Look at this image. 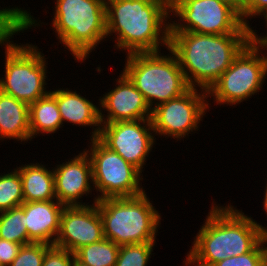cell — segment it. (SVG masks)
<instances>
[{
    "instance_id": "6da1fadb",
    "label": "cell",
    "mask_w": 267,
    "mask_h": 266,
    "mask_svg": "<svg viewBox=\"0 0 267 266\" xmlns=\"http://www.w3.org/2000/svg\"><path fill=\"white\" fill-rule=\"evenodd\" d=\"M212 202L182 262L184 266H212L227 257L246 254L267 232V226L260 225L236 206Z\"/></svg>"
},
{
    "instance_id": "7a4b0ae2",
    "label": "cell",
    "mask_w": 267,
    "mask_h": 266,
    "mask_svg": "<svg viewBox=\"0 0 267 266\" xmlns=\"http://www.w3.org/2000/svg\"><path fill=\"white\" fill-rule=\"evenodd\" d=\"M169 19L170 0H106V36L125 55L167 49Z\"/></svg>"
},
{
    "instance_id": "3957f363",
    "label": "cell",
    "mask_w": 267,
    "mask_h": 266,
    "mask_svg": "<svg viewBox=\"0 0 267 266\" xmlns=\"http://www.w3.org/2000/svg\"><path fill=\"white\" fill-rule=\"evenodd\" d=\"M251 34H199L170 31L169 48L191 88L208 91L252 40Z\"/></svg>"
},
{
    "instance_id": "277c9868",
    "label": "cell",
    "mask_w": 267,
    "mask_h": 266,
    "mask_svg": "<svg viewBox=\"0 0 267 266\" xmlns=\"http://www.w3.org/2000/svg\"><path fill=\"white\" fill-rule=\"evenodd\" d=\"M50 23L76 62H85L106 41V0H55ZM95 48V49H94Z\"/></svg>"
},
{
    "instance_id": "5b68a950",
    "label": "cell",
    "mask_w": 267,
    "mask_h": 266,
    "mask_svg": "<svg viewBox=\"0 0 267 266\" xmlns=\"http://www.w3.org/2000/svg\"><path fill=\"white\" fill-rule=\"evenodd\" d=\"M146 194L95 203L102 219L104 238L118 245L156 242L162 216Z\"/></svg>"
},
{
    "instance_id": "8992f818",
    "label": "cell",
    "mask_w": 267,
    "mask_h": 266,
    "mask_svg": "<svg viewBox=\"0 0 267 266\" xmlns=\"http://www.w3.org/2000/svg\"><path fill=\"white\" fill-rule=\"evenodd\" d=\"M167 50V55L157 51L131 53L125 57L122 72L143 94L151 110L191 88L178 58L169 47Z\"/></svg>"
},
{
    "instance_id": "52a82bcc",
    "label": "cell",
    "mask_w": 267,
    "mask_h": 266,
    "mask_svg": "<svg viewBox=\"0 0 267 266\" xmlns=\"http://www.w3.org/2000/svg\"><path fill=\"white\" fill-rule=\"evenodd\" d=\"M266 78L267 47L257 39H252L207 91V98H212L218 106L236 107L237 104L259 94Z\"/></svg>"
},
{
    "instance_id": "ba28073f",
    "label": "cell",
    "mask_w": 267,
    "mask_h": 266,
    "mask_svg": "<svg viewBox=\"0 0 267 266\" xmlns=\"http://www.w3.org/2000/svg\"><path fill=\"white\" fill-rule=\"evenodd\" d=\"M46 59L36 44L13 43L5 49V73L0 77V90L27 104L47 95L50 92L46 88L47 73L50 72H47Z\"/></svg>"
},
{
    "instance_id": "9c48e42d",
    "label": "cell",
    "mask_w": 267,
    "mask_h": 266,
    "mask_svg": "<svg viewBox=\"0 0 267 266\" xmlns=\"http://www.w3.org/2000/svg\"><path fill=\"white\" fill-rule=\"evenodd\" d=\"M89 140V148L84 150L91 160L93 185L97 192L93 204L102 199L133 197L145 192L141 187L143 174L138 168L110 150L98 138Z\"/></svg>"
},
{
    "instance_id": "30bf717a",
    "label": "cell",
    "mask_w": 267,
    "mask_h": 266,
    "mask_svg": "<svg viewBox=\"0 0 267 266\" xmlns=\"http://www.w3.org/2000/svg\"><path fill=\"white\" fill-rule=\"evenodd\" d=\"M171 16L170 31L215 35L251 34L249 26L243 23L241 17L219 0H170ZM174 17L178 19L175 21Z\"/></svg>"
},
{
    "instance_id": "8fae6325",
    "label": "cell",
    "mask_w": 267,
    "mask_h": 266,
    "mask_svg": "<svg viewBox=\"0 0 267 266\" xmlns=\"http://www.w3.org/2000/svg\"><path fill=\"white\" fill-rule=\"evenodd\" d=\"M208 100L207 91L190 88L181 96L157 105L152 109L151 115L155 136L178 141L189 137L193 131H198L200 121L207 110L211 109Z\"/></svg>"
},
{
    "instance_id": "7c38bea8",
    "label": "cell",
    "mask_w": 267,
    "mask_h": 266,
    "mask_svg": "<svg viewBox=\"0 0 267 266\" xmlns=\"http://www.w3.org/2000/svg\"><path fill=\"white\" fill-rule=\"evenodd\" d=\"M98 139L141 172L156 144L151 119L101 123Z\"/></svg>"
},
{
    "instance_id": "4fadbf2b",
    "label": "cell",
    "mask_w": 267,
    "mask_h": 266,
    "mask_svg": "<svg viewBox=\"0 0 267 266\" xmlns=\"http://www.w3.org/2000/svg\"><path fill=\"white\" fill-rule=\"evenodd\" d=\"M103 238V223L96 204L64 207L54 246L74 253L80 247Z\"/></svg>"
},
{
    "instance_id": "5bb4252c",
    "label": "cell",
    "mask_w": 267,
    "mask_h": 266,
    "mask_svg": "<svg viewBox=\"0 0 267 266\" xmlns=\"http://www.w3.org/2000/svg\"><path fill=\"white\" fill-rule=\"evenodd\" d=\"M65 162L56 164L53 168L57 201L64 206L90 205L89 202L82 201L83 196L87 198L94 192L90 157L83 149L81 153Z\"/></svg>"
},
{
    "instance_id": "9a60e30c",
    "label": "cell",
    "mask_w": 267,
    "mask_h": 266,
    "mask_svg": "<svg viewBox=\"0 0 267 266\" xmlns=\"http://www.w3.org/2000/svg\"><path fill=\"white\" fill-rule=\"evenodd\" d=\"M115 88L98 99L101 123L151 119L152 110L143 94L121 71ZM107 114L105 115V113Z\"/></svg>"
},
{
    "instance_id": "2e32d148",
    "label": "cell",
    "mask_w": 267,
    "mask_h": 266,
    "mask_svg": "<svg viewBox=\"0 0 267 266\" xmlns=\"http://www.w3.org/2000/svg\"><path fill=\"white\" fill-rule=\"evenodd\" d=\"M28 238L33 243L54 245L64 205L57 200L23 202Z\"/></svg>"
},
{
    "instance_id": "e0dca14e",
    "label": "cell",
    "mask_w": 267,
    "mask_h": 266,
    "mask_svg": "<svg viewBox=\"0 0 267 266\" xmlns=\"http://www.w3.org/2000/svg\"><path fill=\"white\" fill-rule=\"evenodd\" d=\"M78 91L70 88L50 89V93L55 97L61 119L64 123H72L78 127H92L90 139L98 138L101 129L100 106L88 100L86 95L82 96ZM95 104V105H94Z\"/></svg>"
},
{
    "instance_id": "ac0fdd59",
    "label": "cell",
    "mask_w": 267,
    "mask_h": 266,
    "mask_svg": "<svg viewBox=\"0 0 267 266\" xmlns=\"http://www.w3.org/2000/svg\"><path fill=\"white\" fill-rule=\"evenodd\" d=\"M8 139L31 141L29 104L0 90V141Z\"/></svg>"
},
{
    "instance_id": "d6986e66",
    "label": "cell",
    "mask_w": 267,
    "mask_h": 266,
    "mask_svg": "<svg viewBox=\"0 0 267 266\" xmlns=\"http://www.w3.org/2000/svg\"><path fill=\"white\" fill-rule=\"evenodd\" d=\"M47 168L42 162L34 161L16 167L22 180L24 202L57 200L53 167Z\"/></svg>"
},
{
    "instance_id": "ffe728a7",
    "label": "cell",
    "mask_w": 267,
    "mask_h": 266,
    "mask_svg": "<svg viewBox=\"0 0 267 266\" xmlns=\"http://www.w3.org/2000/svg\"><path fill=\"white\" fill-rule=\"evenodd\" d=\"M29 125L31 140L44 134L52 135L63 126L57 101L50 92L29 104Z\"/></svg>"
},
{
    "instance_id": "44dd1931",
    "label": "cell",
    "mask_w": 267,
    "mask_h": 266,
    "mask_svg": "<svg viewBox=\"0 0 267 266\" xmlns=\"http://www.w3.org/2000/svg\"><path fill=\"white\" fill-rule=\"evenodd\" d=\"M35 18L30 10L18 6L0 8V46L8 49L14 43V40H11L14 35L28 31L32 27H39L41 21Z\"/></svg>"
},
{
    "instance_id": "7402d4cb",
    "label": "cell",
    "mask_w": 267,
    "mask_h": 266,
    "mask_svg": "<svg viewBox=\"0 0 267 266\" xmlns=\"http://www.w3.org/2000/svg\"><path fill=\"white\" fill-rule=\"evenodd\" d=\"M120 245L103 238L101 241L80 247L75 258L88 266H115Z\"/></svg>"
},
{
    "instance_id": "603a6c76",
    "label": "cell",
    "mask_w": 267,
    "mask_h": 266,
    "mask_svg": "<svg viewBox=\"0 0 267 266\" xmlns=\"http://www.w3.org/2000/svg\"><path fill=\"white\" fill-rule=\"evenodd\" d=\"M0 239L22 246L33 243L28 238L25 213L21 206L0 212Z\"/></svg>"
},
{
    "instance_id": "cb8c5ba5",
    "label": "cell",
    "mask_w": 267,
    "mask_h": 266,
    "mask_svg": "<svg viewBox=\"0 0 267 266\" xmlns=\"http://www.w3.org/2000/svg\"><path fill=\"white\" fill-rule=\"evenodd\" d=\"M0 174V212H3L20 206L24 198L19 171L14 168Z\"/></svg>"
},
{
    "instance_id": "d4e9b609",
    "label": "cell",
    "mask_w": 267,
    "mask_h": 266,
    "mask_svg": "<svg viewBox=\"0 0 267 266\" xmlns=\"http://www.w3.org/2000/svg\"><path fill=\"white\" fill-rule=\"evenodd\" d=\"M157 242L120 245L115 266H147Z\"/></svg>"
},
{
    "instance_id": "484cf974",
    "label": "cell",
    "mask_w": 267,
    "mask_h": 266,
    "mask_svg": "<svg viewBox=\"0 0 267 266\" xmlns=\"http://www.w3.org/2000/svg\"><path fill=\"white\" fill-rule=\"evenodd\" d=\"M212 266H267V248L262 239L250 252L227 257Z\"/></svg>"
},
{
    "instance_id": "4316f807",
    "label": "cell",
    "mask_w": 267,
    "mask_h": 266,
    "mask_svg": "<svg viewBox=\"0 0 267 266\" xmlns=\"http://www.w3.org/2000/svg\"><path fill=\"white\" fill-rule=\"evenodd\" d=\"M51 246L46 243L23 245L9 266H42L45 253Z\"/></svg>"
},
{
    "instance_id": "83f0119b",
    "label": "cell",
    "mask_w": 267,
    "mask_h": 266,
    "mask_svg": "<svg viewBox=\"0 0 267 266\" xmlns=\"http://www.w3.org/2000/svg\"><path fill=\"white\" fill-rule=\"evenodd\" d=\"M74 253L52 245L45 253L42 266H73Z\"/></svg>"
},
{
    "instance_id": "f1b7e54d",
    "label": "cell",
    "mask_w": 267,
    "mask_h": 266,
    "mask_svg": "<svg viewBox=\"0 0 267 266\" xmlns=\"http://www.w3.org/2000/svg\"><path fill=\"white\" fill-rule=\"evenodd\" d=\"M267 9V0H245V7H244V24L249 26L250 33L253 39H257L259 35L257 30L252 29L250 21L252 18H257L260 16L265 10ZM250 19V21H248Z\"/></svg>"
},
{
    "instance_id": "f546056e",
    "label": "cell",
    "mask_w": 267,
    "mask_h": 266,
    "mask_svg": "<svg viewBox=\"0 0 267 266\" xmlns=\"http://www.w3.org/2000/svg\"><path fill=\"white\" fill-rule=\"evenodd\" d=\"M21 247V244L0 239V265L9 266Z\"/></svg>"
},
{
    "instance_id": "4dcf8cb0",
    "label": "cell",
    "mask_w": 267,
    "mask_h": 266,
    "mask_svg": "<svg viewBox=\"0 0 267 266\" xmlns=\"http://www.w3.org/2000/svg\"><path fill=\"white\" fill-rule=\"evenodd\" d=\"M219 1L232 8L241 17L244 23L245 0H219Z\"/></svg>"
},
{
    "instance_id": "1f68e13d",
    "label": "cell",
    "mask_w": 267,
    "mask_h": 266,
    "mask_svg": "<svg viewBox=\"0 0 267 266\" xmlns=\"http://www.w3.org/2000/svg\"><path fill=\"white\" fill-rule=\"evenodd\" d=\"M267 177V176H266ZM267 180V179H266ZM267 182V181H266ZM265 190L263 191L264 193V201L262 202L263 203V209H264V211H265V213H266V215H267V184H266V187L264 188Z\"/></svg>"
},
{
    "instance_id": "d6a6232c",
    "label": "cell",
    "mask_w": 267,
    "mask_h": 266,
    "mask_svg": "<svg viewBox=\"0 0 267 266\" xmlns=\"http://www.w3.org/2000/svg\"><path fill=\"white\" fill-rule=\"evenodd\" d=\"M257 40L265 47H267V36H259Z\"/></svg>"
},
{
    "instance_id": "836d02e7",
    "label": "cell",
    "mask_w": 267,
    "mask_h": 266,
    "mask_svg": "<svg viewBox=\"0 0 267 266\" xmlns=\"http://www.w3.org/2000/svg\"><path fill=\"white\" fill-rule=\"evenodd\" d=\"M263 18V20H265V26H266V28H267V9L258 17V18Z\"/></svg>"
},
{
    "instance_id": "e575fe53",
    "label": "cell",
    "mask_w": 267,
    "mask_h": 266,
    "mask_svg": "<svg viewBox=\"0 0 267 266\" xmlns=\"http://www.w3.org/2000/svg\"><path fill=\"white\" fill-rule=\"evenodd\" d=\"M73 266H88L81 262H79L76 258L74 259Z\"/></svg>"
},
{
    "instance_id": "d590c367",
    "label": "cell",
    "mask_w": 267,
    "mask_h": 266,
    "mask_svg": "<svg viewBox=\"0 0 267 266\" xmlns=\"http://www.w3.org/2000/svg\"><path fill=\"white\" fill-rule=\"evenodd\" d=\"M263 239L265 241L266 248H267V232L263 234Z\"/></svg>"
}]
</instances>
